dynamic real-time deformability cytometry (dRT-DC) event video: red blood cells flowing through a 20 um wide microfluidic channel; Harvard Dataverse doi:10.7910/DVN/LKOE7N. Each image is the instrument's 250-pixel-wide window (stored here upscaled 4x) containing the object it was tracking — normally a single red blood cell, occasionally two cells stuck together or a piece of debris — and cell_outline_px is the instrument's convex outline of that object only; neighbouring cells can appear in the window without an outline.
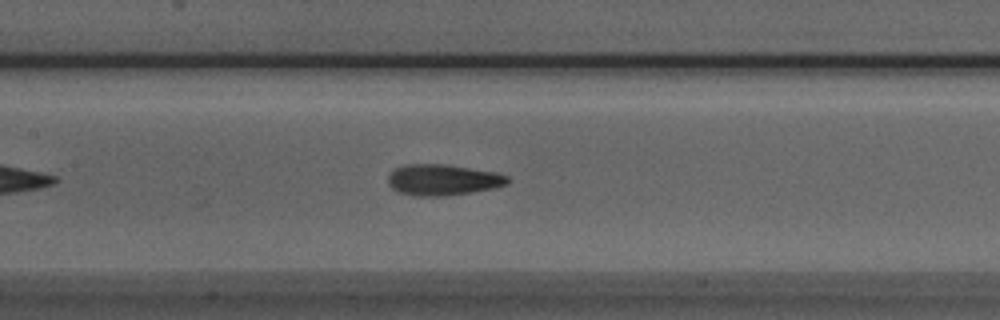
{"species": "Egyptian fruit bat (a non-hibernating species)", "species_latin": "Rousettus aegyptiacus", "temperature_condition": "room temperature", "stored_images_in_passage": 40, "camera_frame_rate_fps": 3000, "um_per_image_px": 0.085, "animal": {"sex": "male"}, "frame": {"image": 1, "passage_image": 13, "time_ms": 4.0, "image_size_px": [1000, 320], "cell_outline_px": [[512, 180], [508, 184], [492, 188], [472, 192], [444, 196], [416, 196], [400, 192], [392, 188], [388, 184], [388, 176], [396, 168], [404, 164], [444, 164], [496, 172], [508, 176]], "centroid_in_image_um": [37.66, 15.28], "position_along_channel_um": 169.7, "area_um2": 21.62}}
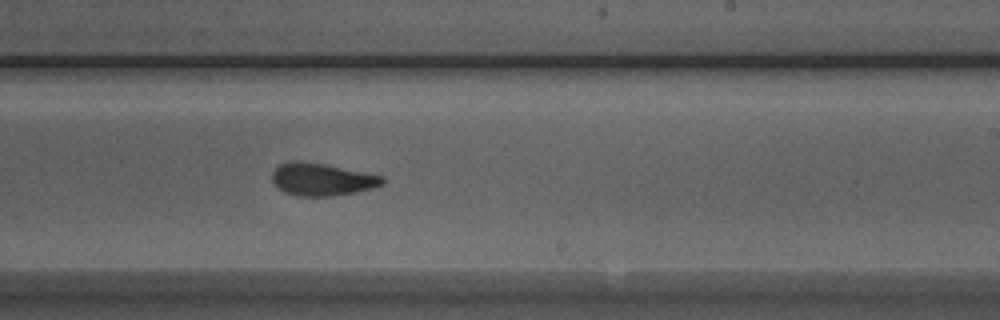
{"frame": {"image": 2, "passage_image": 20, "time_ms": 6.333, "image_size_px": [1000, 320], "cell_outline_px": [[384, 184], [372, 188], [332, 196], [300, 196], [284, 192], [272, 180], [272, 172], [280, 164], [288, 160], [300, 160], [324, 164], [384, 176]], "centroid_in_image_um": [27.34, 15.23], "position_along_channel_um": 261.7, "area_um2": 20.75}}
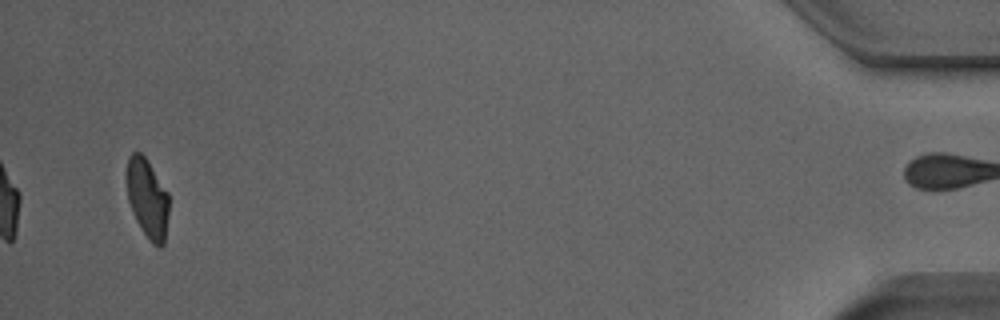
{"frame": {"image": 3, "passage_image": 39, "time_ms": 12.667, "image_size_px": [1000, 320], "cell_outline_px": [[168, 212], [164, 244], [160, 248], [152, 244], [136, 220], [132, 212], [128, 200], [124, 176], [124, 172], [128, 156], [132, 152], [140, 152], [148, 160], [168, 192]], "centroid_in_image_um": [12.49, 16.8], "position_along_channel_um": 422.7, "area_um2": 19.94}, "authors_computed_cell_mechanics": {"area_um2": 21.1548, "velocity_mm_per_s": 3.9498, "shape_relaxation_time_tau1_ms": 4.7688, "shape_relaxation_time_tau2_ms": 1.8775, "deformation_change_tau1": 0.1428, "deformation_change_tau2": 0.0875}}